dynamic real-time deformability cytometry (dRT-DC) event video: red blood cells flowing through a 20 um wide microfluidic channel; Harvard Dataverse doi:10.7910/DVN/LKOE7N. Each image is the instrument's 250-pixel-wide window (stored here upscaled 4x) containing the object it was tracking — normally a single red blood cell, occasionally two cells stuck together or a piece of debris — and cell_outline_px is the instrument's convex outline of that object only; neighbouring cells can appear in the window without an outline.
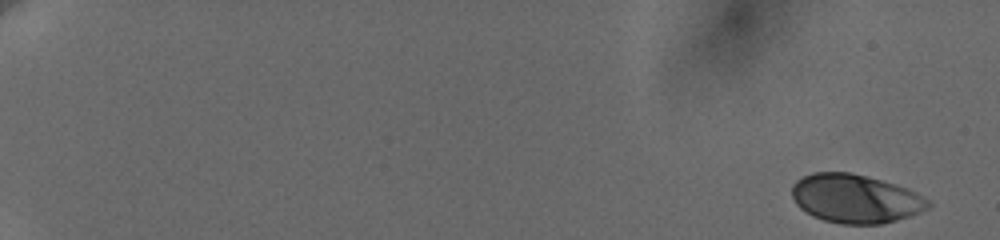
{"species": "human", "species_latin": "Homo sapiens", "temperature_condition": "cold", "stored_images_in_passage": 40, "camera_frame_rate_fps": 3000, "um_per_image_px": 0.085, "donor": {"sex": "female"}, "frame": {"image": 1, "passage_image": 1, "time_ms": 0.0, "image_size_px": [1000, 240], "cell_outline_px": [[932, 204], [928, 208], [920, 212], [896, 220], [880, 224], [840, 224], [824, 220], [812, 216], [800, 208], [796, 204], [792, 196], [792, 184], [796, 180], [812, 172], [852, 172], [908, 188], [924, 196]], "centroid_in_image_um": [72.69, 16.88], "position_along_channel_um": 12.3, "area_um2": 38.73}}
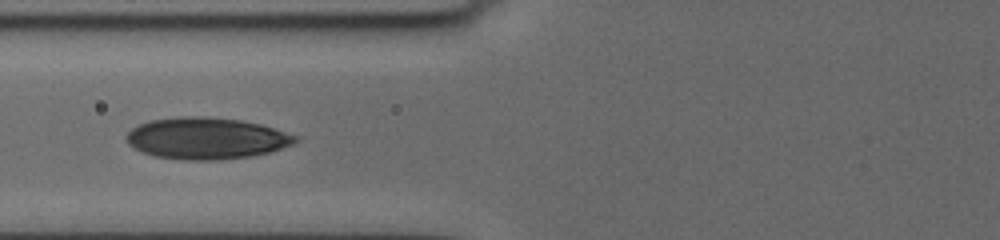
{"frame": {"image": 2, "passage_image": 22, "time_ms": 8.333, "image_size_px": [1000, 240], "cell_outline_px": [[300, 140], [292, 144], [272, 152], [252, 156], [220, 160], [184, 160], [156, 156], [132, 148], [128, 144], [124, 136], [132, 128], [148, 120], [180, 116], [208, 116], [240, 120], [260, 124], [296, 136]], "centroid_in_image_um": [17.51, 11.75], "position_along_channel_um": 108.3, "area_um2": 41.15}}
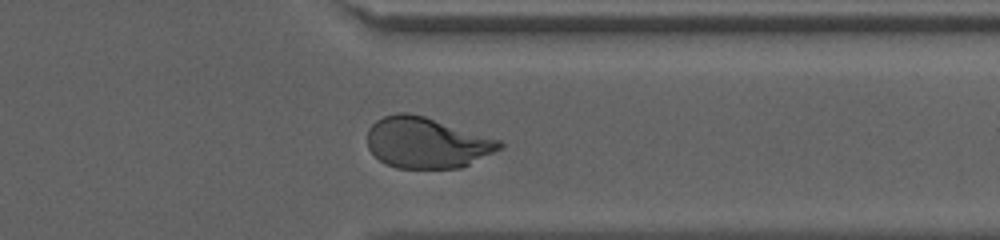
{"frame": {"image": 3, "passage_image": 37, "time_ms": 15.667, "image_size_px": [1000, 240], "cell_outline_px": [[504, 148], [460, 168], [396, 168], [384, 164], [368, 148], [368, 128], [376, 120], [384, 116], [396, 112], [408, 112], [424, 116], [500, 140], [504, 144]], "centroid_in_image_um": [36.26, 12.13], "position_along_channel_um": 375.1, "area_um2": 39.19}, "authors_computed_cell_mechanics": {"area_um2": 38.8705, "velocity_mm_per_s": 3.6456, "shape_relaxation_time_tau1_ms": 5.2811, "shape_relaxation_time_tau2_ms": 0.8776, "deformation_change_tau1": 0.1746, "deformation_change_tau2": 0.0536}}